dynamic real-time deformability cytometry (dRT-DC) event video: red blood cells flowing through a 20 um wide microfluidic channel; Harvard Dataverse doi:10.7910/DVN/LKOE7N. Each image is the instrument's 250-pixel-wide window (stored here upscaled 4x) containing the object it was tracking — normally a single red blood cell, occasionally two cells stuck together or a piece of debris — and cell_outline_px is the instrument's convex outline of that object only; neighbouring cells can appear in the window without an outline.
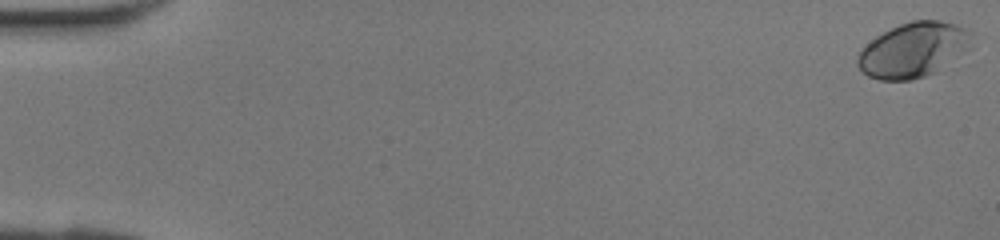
{"species": "human", "species_latin": "Homo sapiens", "temperature_condition": "room temperature", "stored_images_in_passage": 43, "camera_frame_rate_fps": 3000, "um_per_image_px": 0.085, "donor": {"sex": "female"}, "frame": {"image": 1, "passage_image": 1, "time_ms": 0.0, "image_size_px": [1000, 240], "cell_outline_px": [[972, 48], [936, 72], [912, 80], [880, 80], [868, 76], [856, 64], [856, 56], [860, 48], [876, 36], [900, 24], [912, 20], [940, 20], [956, 24], [972, 32]], "centroid_in_image_um": [77.65, 4.24], "position_along_channel_um": 7.4, "area_um2": 36.82}}
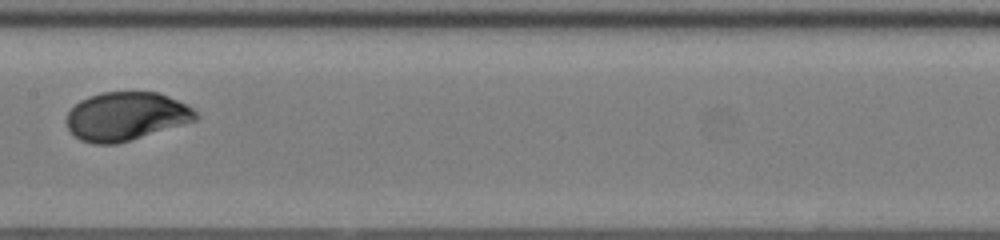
{"frame": {"image": 2, "passage_image": 23, "time_ms": 7.333, "image_size_px": [1000, 240], "cell_outline_px": [[200, 116], [196, 120], [116, 144], [92, 144], [80, 140], [68, 128], [64, 120], [68, 112], [80, 100], [88, 96], [104, 92], [156, 92], [168, 96], [188, 104]], "centroid_in_image_um": [10.69, 9.88], "position_along_channel_um": 196.7, "area_um2": 36.41}}
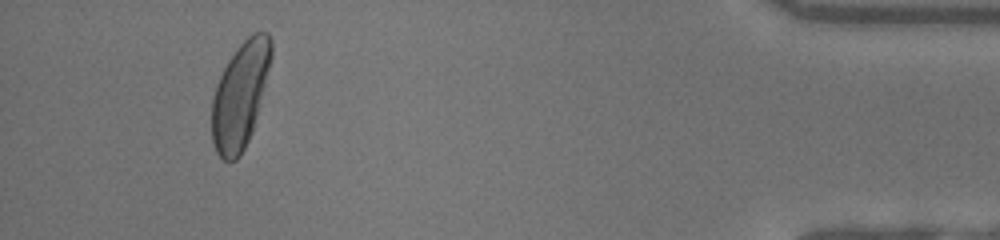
{"frame": {"image": 3, "passage_image": 40, "time_ms": 13.0, "image_size_px": [1000, 240], "cell_outline_px": [[272, 56], [252, 132], [240, 156], [236, 160], [228, 164], [216, 152], [212, 140], [212, 100], [216, 84], [228, 60], [236, 48], [252, 32], [268, 32], [272, 40]], "centroid_in_image_um": [20.4, 8.09], "position_along_channel_um": 414.8, "area_um2": 36.53}}